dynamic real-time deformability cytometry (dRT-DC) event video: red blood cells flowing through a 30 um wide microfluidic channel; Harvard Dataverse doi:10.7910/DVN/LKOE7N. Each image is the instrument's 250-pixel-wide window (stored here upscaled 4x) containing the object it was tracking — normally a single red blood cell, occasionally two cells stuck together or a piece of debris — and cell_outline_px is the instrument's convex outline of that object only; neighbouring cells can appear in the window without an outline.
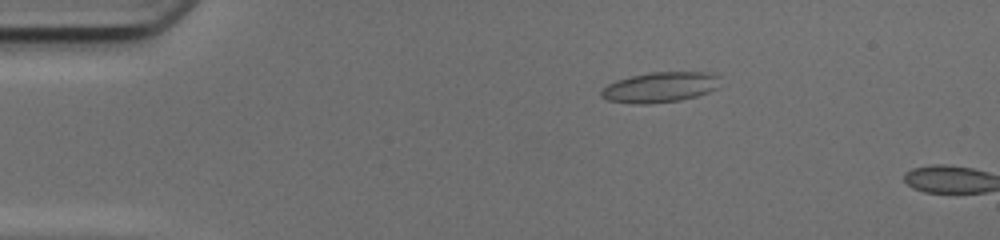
{"species": "common noctule bat (a hibernating species)", "species_latin": "Nyctalus noctula", "temperature_condition": "cold", "stored_images_in_passage": 13, "camera_frame_rate_fps": 3000, "um_per_image_px": 0.085, "animal": {"sex": "female", "body_mass_g": 17.0, "forearm_length_mm": 48.0}, "frame": {"image": 1, "passage_image": 10, "time_ms": 3.0, "image_size_px": [1000, 240], "cell_outline_px": [[720, 76], [716, 88], [708, 92], [696, 96], [680, 100], [648, 104], [632, 104], [608, 100], [600, 96], [600, 92], [608, 84], [616, 80], [632, 76], [652, 72], [704, 72]], "centroid_in_image_um": [56.07, 7.42], "position_along_channel_um": 28.9, "area_um2": 20.87}}